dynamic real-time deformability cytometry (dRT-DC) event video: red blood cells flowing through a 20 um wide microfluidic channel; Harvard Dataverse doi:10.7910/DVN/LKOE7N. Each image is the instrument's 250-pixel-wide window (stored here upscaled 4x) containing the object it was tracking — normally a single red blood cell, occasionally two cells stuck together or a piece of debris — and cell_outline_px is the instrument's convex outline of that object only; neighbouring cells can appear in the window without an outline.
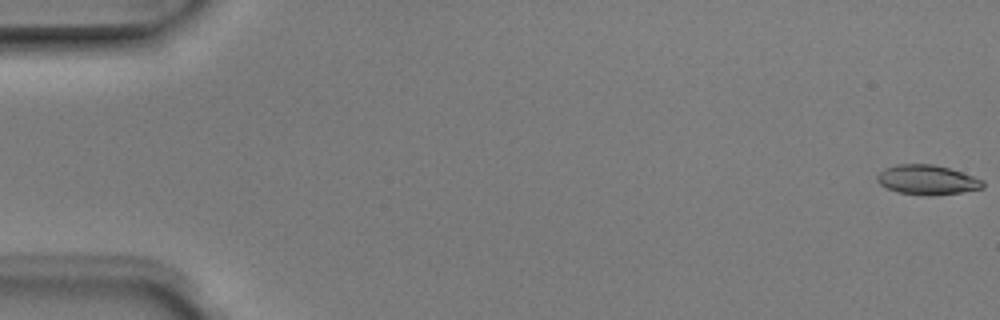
{"species": "Egyptian fruit bat (a non-hibernating species)", "species_latin": "Rousettus aegyptiacus", "temperature_condition": "room temperature", "stored_images_in_passage": 7, "camera_frame_rate_fps": 3000, "um_per_image_px": 0.085, "animal": {"sex": "male"}, "frame": {"image": 1, "passage_image": 1, "time_ms": 0.0, "image_size_px": [1000, 320], "cell_outline_px": [[984, 188], [960, 192], [932, 196], [928, 196], [900, 192], [888, 188], [880, 184], [876, 180], [876, 176], [884, 168], [896, 164], [932, 164], [948, 168], [984, 180]], "centroid_in_image_um": [78.8, 15.28], "position_along_channel_um": 6.2, "area_um2": 18.15}}
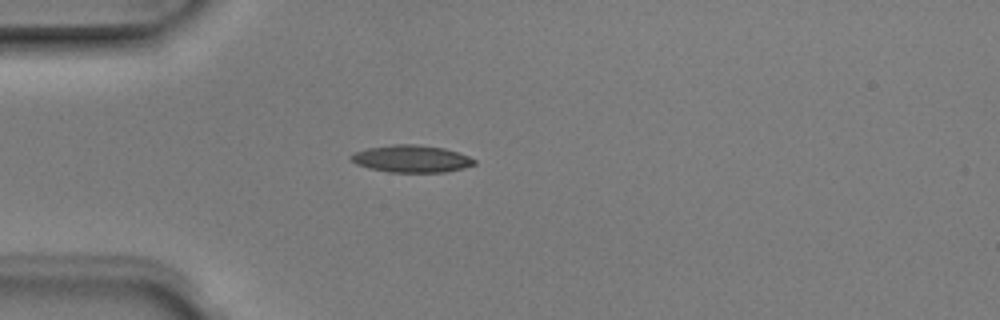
{"frame": {"image": 2, "passage_image": 5, "time_ms": 1.333, "image_size_px": [1000, 320], "cell_outline_px": [[476, 164], [464, 168], [444, 172], [388, 172], [368, 168], [356, 164], [348, 156], [352, 152], [368, 148], [392, 144], [416, 144], [444, 148], [468, 156], [476, 160]], "centroid_in_image_um": [34.94, 13.49], "position_along_channel_um": 50.1, "area_um2": 19.65}}
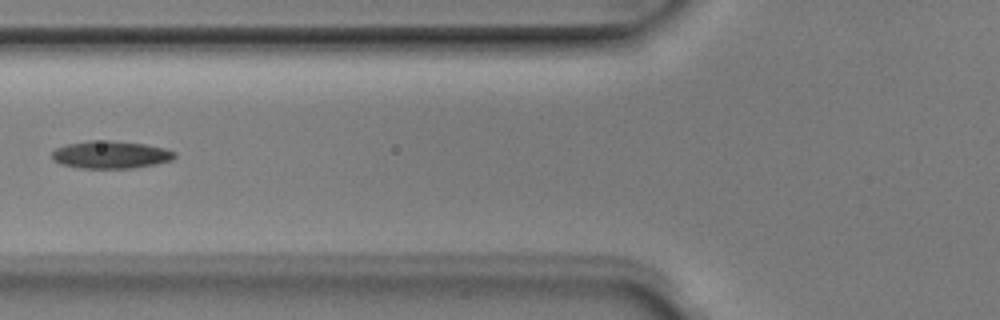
{"frame": {"image": 3, "passage_image": 7, "time_ms": 2.0, "image_size_px": [1000, 320], "cell_outline_px": [[176, 156], [172, 160], [132, 168], [80, 168], [60, 164], [52, 160], [52, 152], [56, 148], [68, 144], [88, 140], [112, 140], [144, 144], [164, 148], [176, 152]], "centroid_in_image_um": [9.38, 13.14], "position_along_channel_um": 116.4, "area_um2": 19.71}}